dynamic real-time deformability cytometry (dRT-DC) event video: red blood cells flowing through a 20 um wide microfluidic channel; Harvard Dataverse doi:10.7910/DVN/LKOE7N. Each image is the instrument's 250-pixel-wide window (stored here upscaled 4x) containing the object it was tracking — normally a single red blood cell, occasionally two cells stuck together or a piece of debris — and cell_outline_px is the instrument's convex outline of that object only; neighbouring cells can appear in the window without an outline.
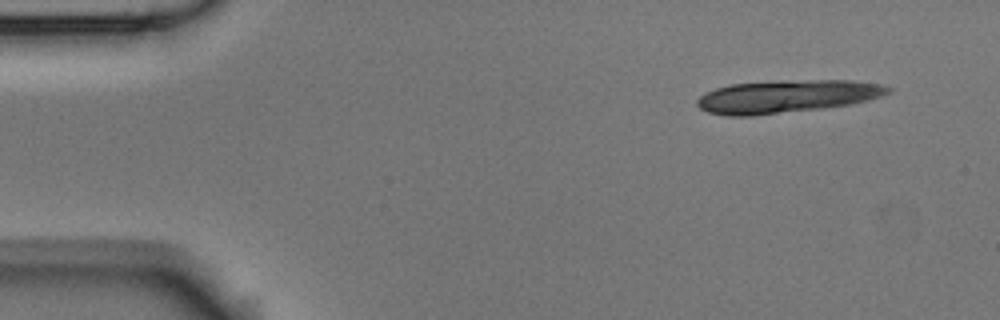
{"species": "Egyptian fruit bat (a non-hibernating species)", "species_latin": "Rousettus aegyptiacus", "temperature_condition": "room temperature", "stored_images_in_passage": 5, "camera_frame_rate_fps": 3000, "um_per_image_px": 0.085, "animal": {"sex": "male"}, "frame": {"image": 1, "passage_image": 1, "time_ms": 0.0, "image_size_px": [1000, 320], "cell_outline_px": [[892, 92], [868, 100], [852, 104], [820, 108], [752, 116], [728, 116], [708, 112], [700, 108], [696, 104], [696, 100], [704, 92], [716, 88], [732, 84], [776, 80], [852, 80], [884, 84], [892, 88]], "centroid_in_image_um": [66.88, 8.18], "position_along_channel_um": 18.1, "area_um2": 36.76}}